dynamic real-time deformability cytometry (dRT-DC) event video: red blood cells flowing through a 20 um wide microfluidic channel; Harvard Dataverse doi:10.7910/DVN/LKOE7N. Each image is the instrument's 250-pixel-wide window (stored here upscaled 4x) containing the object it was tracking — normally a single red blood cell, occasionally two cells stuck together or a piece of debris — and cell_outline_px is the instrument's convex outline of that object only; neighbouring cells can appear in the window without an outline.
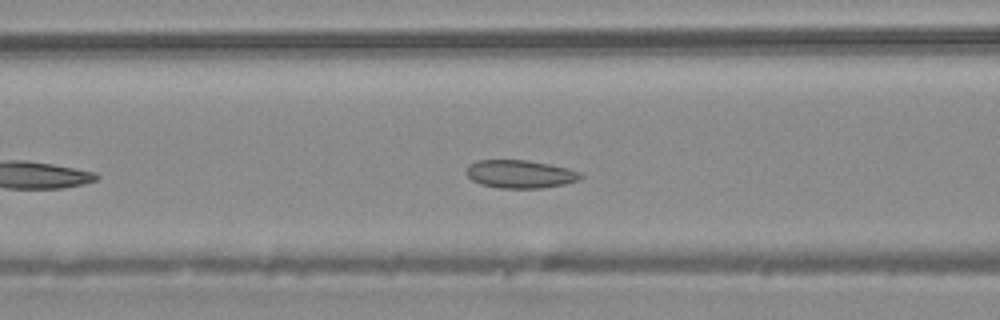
{"species": "common noctule bat (a hibernating species)", "species_latin": "Nyctalus noctula", "temperature_condition": "warm", "stored_images_in_passage": 31, "camera_frame_rate_fps": 3000, "um_per_image_px": 0.085, "animal": {"sex": "male", "body_mass_g": 20.4}, "frame": {"image": 1, "passage_image": 9, "time_ms": 2.667, "image_size_px": [1000, 320], "cell_outline_px": [[584, 176], [580, 180], [564, 184], [544, 188], [500, 188], [480, 184], [472, 180], [464, 172], [476, 160], [524, 160], [548, 164], [568, 168], [580, 172]], "centroid_in_image_um": [44.23, 14.8], "position_along_channel_um": 122.4, "area_um2": 18.67}}
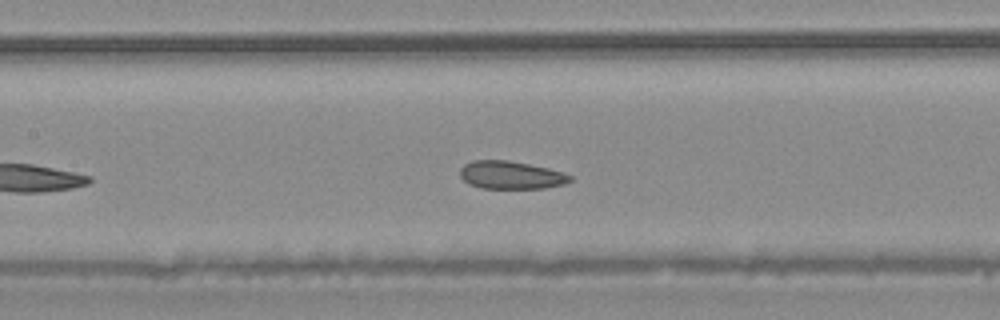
{"frame": {"image": 2, "passage_image": 12, "time_ms": 3.667, "image_size_px": [1000, 320], "cell_outline_px": [[572, 180], [564, 184], [544, 188], [480, 188], [468, 184], [460, 176], [460, 168], [464, 164], [472, 160], [508, 160], [548, 168], [564, 172], [572, 176]], "centroid_in_image_um": [43.42, 14.88], "position_along_channel_um": 164.0, "area_um2": 17.98}}
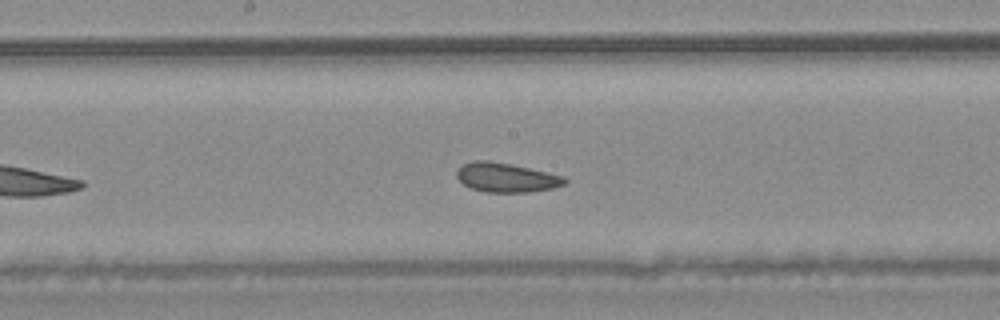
{"frame": {"image": 3, "passage_image": 15, "time_ms": 4.667, "image_size_px": [1000, 320], "cell_outline_px": [[568, 180], [564, 184], [552, 188], [528, 192], [484, 192], [472, 188], [464, 184], [456, 176], [456, 172], [464, 164], [476, 160], [488, 160], [512, 164], [564, 176]], "centroid_in_image_um": [43.04, 15.09], "position_along_channel_um": 205.2, "area_um2": 18.26}, "authors_computed_cell_mechanics": {"area_um2": 18.8428, "velocity_mm_per_s": 4.1475, "shape_relaxation_time_tau1_ms": null, "shape_relaxation_time_tau2_ms": 2.8018, "deformation_change_tau1": null, "deformation_change_tau2": 0.094}}